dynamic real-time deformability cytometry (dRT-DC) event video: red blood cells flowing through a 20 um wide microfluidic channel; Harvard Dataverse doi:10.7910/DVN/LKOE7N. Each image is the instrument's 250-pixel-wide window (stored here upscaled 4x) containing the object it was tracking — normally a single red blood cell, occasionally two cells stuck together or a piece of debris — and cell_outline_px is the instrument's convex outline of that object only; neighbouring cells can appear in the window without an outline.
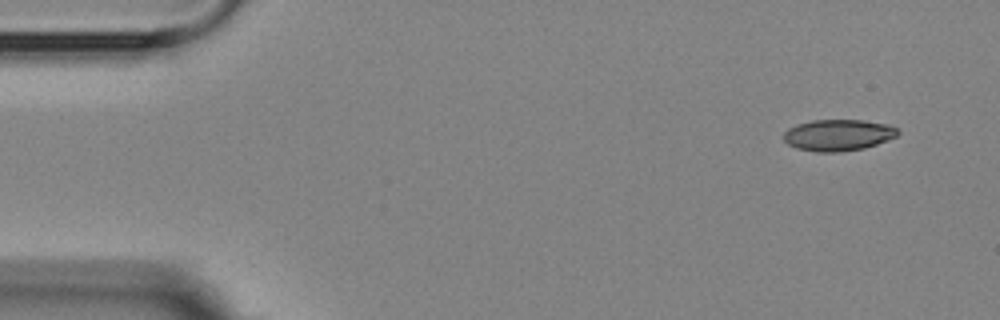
{"species": "Egyptian fruit bat (a non-hibernating species)", "species_latin": "Rousettus aegyptiacus", "temperature_condition": "room temperature", "stored_images_in_passage": 4, "camera_frame_rate_fps": 3000, "um_per_image_px": 0.085, "animal": {"sex": "female"}, "frame": {"image": 1, "passage_image": 1, "time_ms": 0.0, "image_size_px": [1000, 320], "cell_outline_px": [[900, 132], [896, 136], [876, 144], [864, 148], [836, 152], [816, 152], [796, 148], [788, 144], [784, 140], [784, 132], [788, 128], [796, 124], [812, 120], [860, 120], [888, 124], [896, 128]], "centroid_in_image_um": [71.21, 11.48], "position_along_channel_um": 13.8, "area_um2": 20.81}}
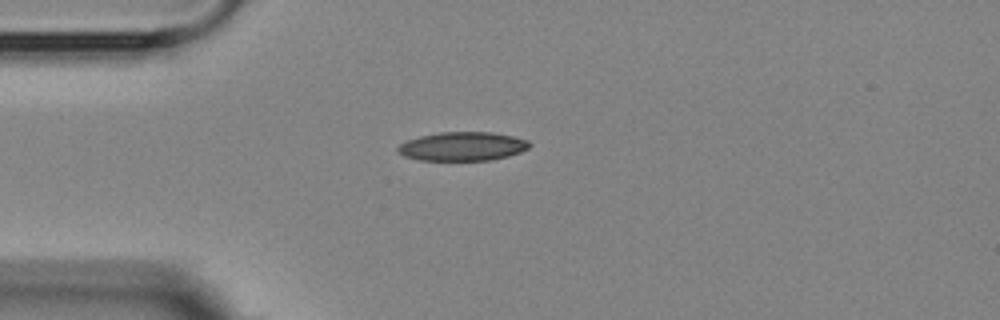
{"frame": {"image": 2, "passage_image": 4, "time_ms": 3.333, "image_size_px": [1000, 320], "cell_outline_px": [[532, 144], [528, 148], [520, 152], [508, 156], [492, 160], [420, 160], [404, 156], [396, 148], [400, 144], [408, 140], [420, 136], [440, 132], [492, 132], [512, 136], [528, 140]], "centroid_in_image_um": [39.34, 12.44], "position_along_channel_um": 45.7, "area_um2": 22.02}}